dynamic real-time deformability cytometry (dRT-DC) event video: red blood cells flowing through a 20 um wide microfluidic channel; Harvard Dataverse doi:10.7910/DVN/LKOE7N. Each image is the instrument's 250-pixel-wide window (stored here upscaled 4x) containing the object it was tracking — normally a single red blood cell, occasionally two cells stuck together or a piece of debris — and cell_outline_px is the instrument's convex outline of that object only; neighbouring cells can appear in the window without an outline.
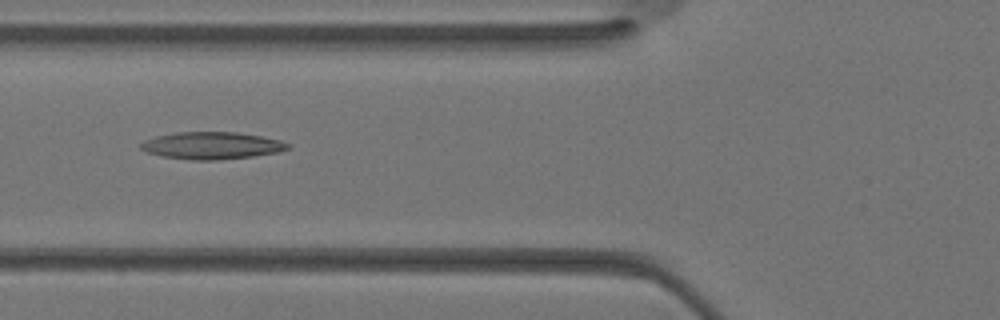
{"species": "Egyptian fruit bat (a non-hibernating species)", "species_latin": "Rousettus aegyptiacus", "temperature_condition": "warm", "stored_images_in_passage": 33, "camera_frame_rate_fps": 3000, "um_per_image_px": 0.085, "animal": {"sex": "female"}, "frame": {"image": 1, "passage_image": 12, "time_ms": 3.667, "image_size_px": [1000, 320], "cell_outline_px": [[292, 148], [280, 152], [252, 156], [216, 160], [192, 160], [160, 156], [148, 152], [140, 148], [140, 144], [144, 140], [156, 136], [176, 132], [236, 132], [260, 136], [280, 140], [292, 144]], "centroid_in_image_um": [18.03, 12.37], "position_along_channel_um": 107.8, "area_um2": 23.41}}
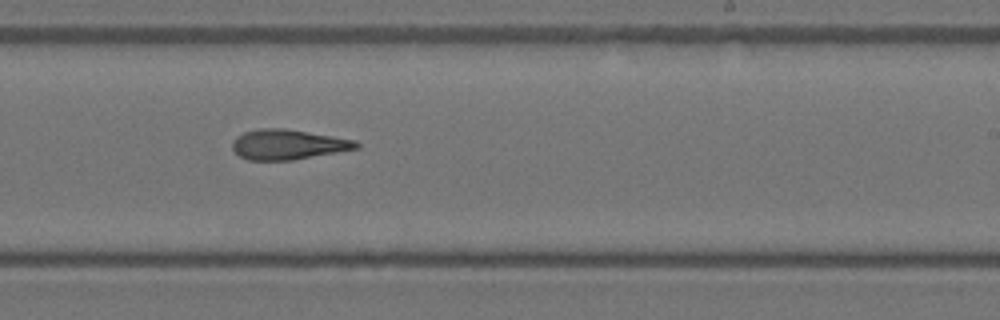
{"frame": {"image": 2, "passage_image": 20, "time_ms": 6.333, "image_size_px": [1000, 320], "cell_outline_px": [[360, 148], [292, 160], [248, 160], [240, 156], [232, 148], [232, 140], [236, 136], [244, 132], [260, 128], [284, 128], [356, 140], [360, 144]], "centroid_in_image_um": [24.47, 12.28], "position_along_channel_um": 264.5, "area_um2": 21.68}}
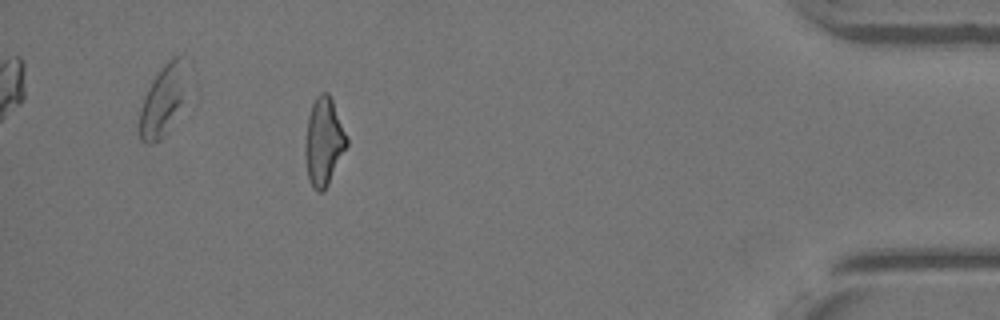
{"frame": {"image": 3, "passage_image": 30, "time_ms": 9.667, "image_size_px": [1000, 320], "cell_outline_px": [[348, 144], [324, 192], [316, 192], [312, 188], [308, 180], [304, 156], [304, 140], [308, 116], [312, 104], [316, 96], [320, 92], [328, 92], [332, 100], [348, 136]], "centroid_in_image_um": [27.49, 12.06], "position_along_channel_um": 407.7, "area_um2": 21.68}}